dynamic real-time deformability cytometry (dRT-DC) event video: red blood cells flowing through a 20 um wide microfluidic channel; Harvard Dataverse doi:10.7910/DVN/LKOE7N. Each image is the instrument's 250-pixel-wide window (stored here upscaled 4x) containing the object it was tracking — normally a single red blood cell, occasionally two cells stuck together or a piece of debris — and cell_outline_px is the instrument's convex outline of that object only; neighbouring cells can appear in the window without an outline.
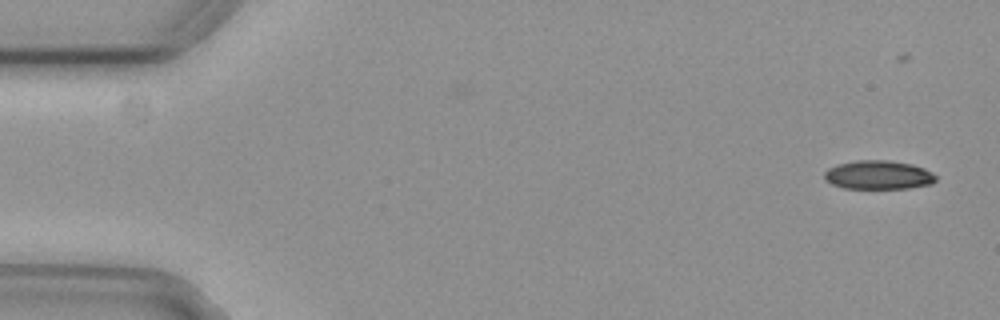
{"species": "common noctule bat (a hibernating species)", "species_latin": "Nyctalus noctula", "temperature_condition": "cold", "stored_images_in_passage": 48, "camera_frame_rate_fps": 3000, "um_per_image_px": 0.085, "animal": {"sex": "female", "body_mass_g": 29.2, "forearm_length_mm": 56.3}, "frame": {"image": 1, "passage_image": 4, "time_ms": 1.0, "image_size_px": [1000, 320], "cell_outline_px": [[936, 180], [932, 184], [908, 188], [844, 188], [832, 184], [824, 180], [824, 172], [828, 168], [836, 164], [856, 160], [888, 160], [912, 164], [924, 168], [932, 172], [936, 176]], "centroid_in_image_um": [74.65, 14.86], "position_along_channel_um": 10.4, "area_um2": 18.84}}
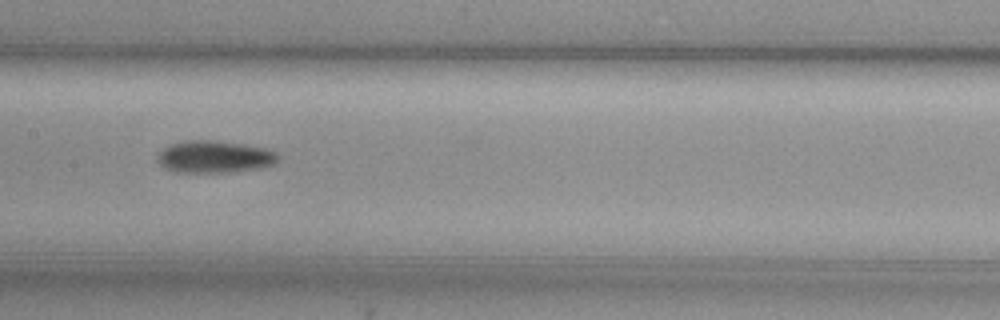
{"frame": {"image": 2, "passage_image": 29, "time_ms": 9.333, "image_size_px": [1000, 320], "cell_outline_px": [[276, 160], [272, 164], [260, 168], [232, 172], [176, 172], [164, 168], [156, 160], [156, 156], [168, 144], [184, 140], [212, 140], [244, 144], [264, 148], [276, 152]], "centroid_in_image_um": [18.16, 13.32], "position_along_channel_um": 189.2, "area_um2": 22.6}}
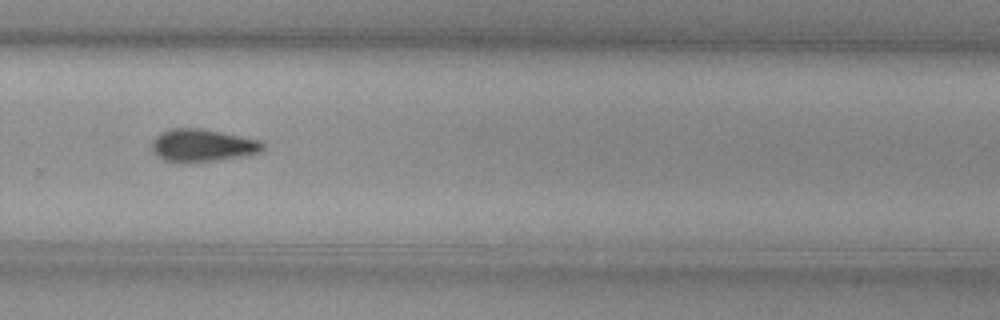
{"frame": {"image": 3, "passage_image": 39, "time_ms": 12.667, "image_size_px": [1000, 320], "cell_outline_px": [[264, 148], [260, 152], [240, 156], [216, 160], [184, 164], [164, 160], [156, 156], [152, 148], [152, 140], [160, 132], [172, 128], [200, 128], [260, 140], [264, 144]], "centroid_in_image_um": [17.15, 12.37], "position_along_channel_um": 312.6, "area_um2": 21.15}, "authors_computed_cell_mechanics": {"area_um2": 20.9236, "velocity_mm_per_s": 3.7276, "shape_relaxation_time_tau1_ms": 5.2424, "shape_relaxation_time_tau2_ms": null, "deformation_change_tau1": 0.1199, "deformation_change_tau2": null}}